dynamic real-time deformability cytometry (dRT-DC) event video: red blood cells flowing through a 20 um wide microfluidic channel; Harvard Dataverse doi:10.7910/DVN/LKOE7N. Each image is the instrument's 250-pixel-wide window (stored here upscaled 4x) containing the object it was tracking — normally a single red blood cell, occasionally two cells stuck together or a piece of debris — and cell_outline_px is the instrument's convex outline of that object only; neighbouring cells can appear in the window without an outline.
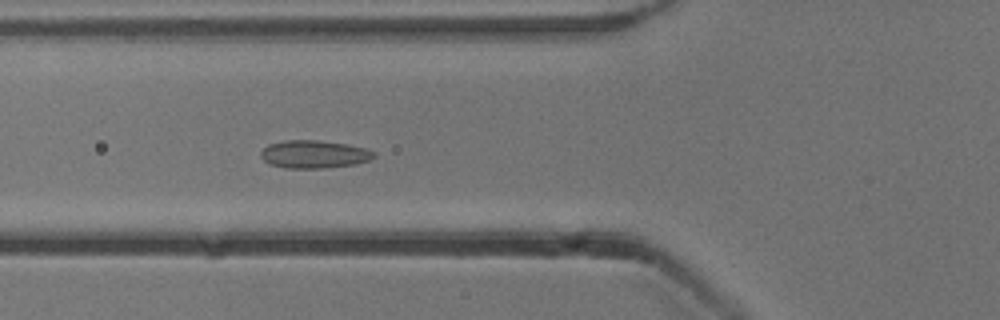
{"species": "common noctule bat (a hibernating species)", "species_latin": "Nyctalus noctula", "temperature_condition": "cold", "stored_images_in_passage": 53, "camera_frame_rate_fps": 3000, "um_per_image_px": 0.085, "animal": {"sex": "male", "body_mass_g": 13.3}, "frame": {"image": 1, "passage_image": 19, "time_ms": 6.0, "image_size_px": [1000, 320], "cell_outline_px": [[376, 156], [368, 160], [356, 164], [324, 168], [284, 168], [268, 164], [260, 156], [260, 152], [268, 144], [284, 140], [316, 140], [348, 144], [364, 148], [376, 152]], "centroid_in_image_um": [26.67, 13.11], "position_along_channel_um": 99.1, "area_um2": 18.5}}
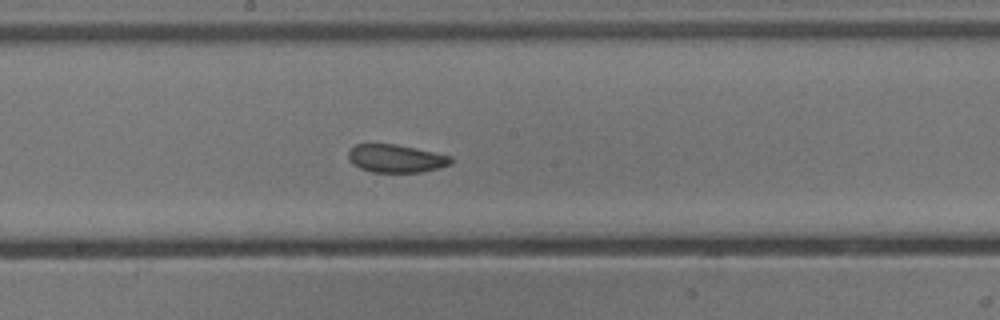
{"frame": {"image": 2, "passage_image": 28, "time_ms": 9.0, "image_size_px": [1000, 320], "cell_outline_px": [[452, 164], [440, 168], [424, 172], [372, 172], [360, 168], [352, 164], [348, 160], [348, 152], [356, 144], [396, 144], [452, 156]], "centroid_in_image_um": [33.67, 13.48], "position_along_channel_um": 214.5, "area_um2": 16.82}}
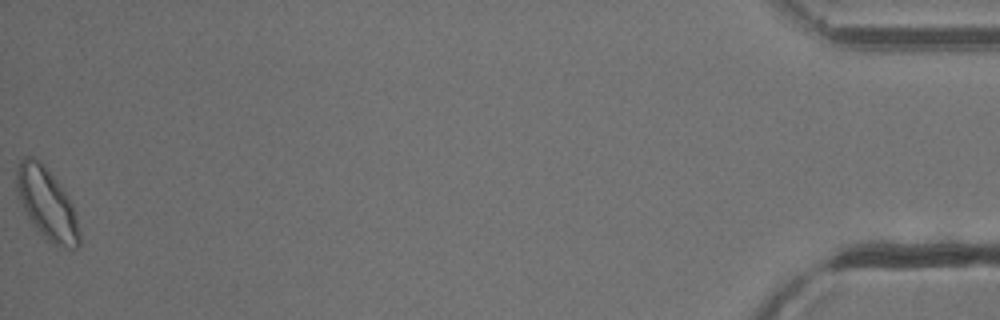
{"frame": {"image": 3, "passage_image": 53, "time_ms": 17.333, "image_size_px": [1000, 320], "cell_outline_px": [[80, 244], [72, 252], [56, 248], [44, 240], [36, 232], [16, 192], [16, 168], [20, 160], [24, 156], [32, 156], [40, 160], [44, 164], [68, 196], [72, 204], [76, 216], [80, 232]], "centroid_in_image_um": [3.99, 17.4], "position_along_channel_um": 431.2, "area_um2": 26.99}, "authors_computed_cell_mechanics": {"area_um2": 18.6116, "velocity_mm_per_s": 3.8387, "shape_relaxation_time_tau1_ms": null, "shape_relaxation_time_tau2_ms": 1.07, "deformation_change_tau1": null, "deformation_change_tau2": 0.0659}}